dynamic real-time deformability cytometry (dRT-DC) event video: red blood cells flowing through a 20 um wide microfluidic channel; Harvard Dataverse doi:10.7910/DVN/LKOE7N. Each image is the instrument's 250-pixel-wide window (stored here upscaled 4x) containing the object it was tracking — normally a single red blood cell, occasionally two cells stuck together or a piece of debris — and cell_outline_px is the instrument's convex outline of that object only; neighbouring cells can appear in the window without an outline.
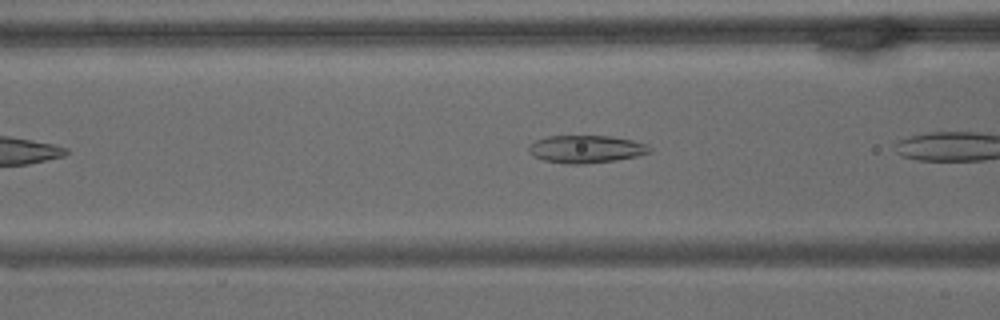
{"species": "common noctule bat (a hibernating species)", "species_latin": "Nyctalus noctula", "temperature_condition": "warm", "stored_images_in_passage": 10, "camera_frame_rate_fps": 3000, "um_per_image_px": 0.085, "animal": {"sex": "male", "body_mass_g": 15.6}, "frame": {"image": 1, "passage_image": 7, "time_ms": 2.0, "image_size_px": [1000, 320], "cell_outline_px": [[652, 148], [648, 152], [636, 156], [612, 160], [584, 164], [564, 164], [544, 160], [532, 156], [528, 152], [528, 148], [536, 140], [548, 136], [608, 136], [632, 140], [644, 144]], "centroid_in_image_um": [49.75, 12.67], "position_along_channel_um": 116.9, "area_um2": 19.19}}